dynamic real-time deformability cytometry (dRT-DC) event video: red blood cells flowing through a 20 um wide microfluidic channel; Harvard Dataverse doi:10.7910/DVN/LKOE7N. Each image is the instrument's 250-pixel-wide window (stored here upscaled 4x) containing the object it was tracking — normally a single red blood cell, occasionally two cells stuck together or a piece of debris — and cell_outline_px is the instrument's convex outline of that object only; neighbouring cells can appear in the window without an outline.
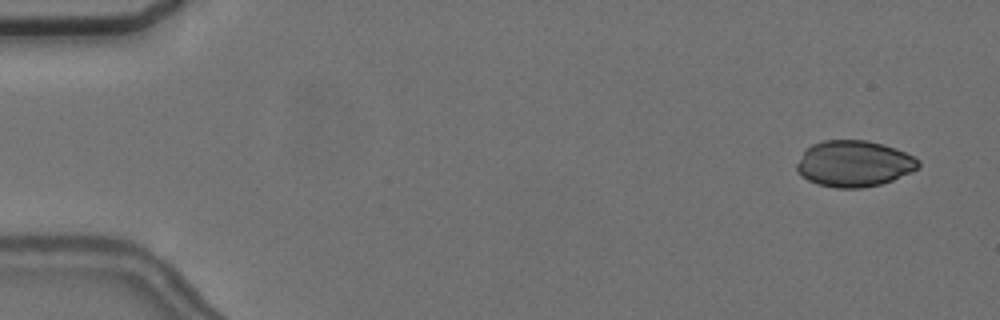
{"species": "common noctule bat (a hibernating species)", "species_latin": "Nyctalus noctula", "temperature_condition": "cold", "stored_images_in_passage": 5, "camera_frame_rate_fps": 3000, "um_per_image_px": 0.085, "animal": {"sex": "female", "body_mass_g": 24.6, "forearm_length_mm": 56.2}, "frame": {"image": 1, "passage_image": 1, "time_ms": 0.0, "image_size_px": [1000, 320], "cell_outline_px": [[920, 164], [912, 172], [892, 180], [880, 184], [860, 188], [836, 188], [816, 184], [808, 180], [796, 168], [796, 164], [804, 152], [812, 144], [824, 140], [868, 140], [884, 144], [896, 148], [920, 160]], "centroid_in_image_um": [72.6, 13.9], "position_along_channel_um": 12.4, "area_um2": 32.6}}